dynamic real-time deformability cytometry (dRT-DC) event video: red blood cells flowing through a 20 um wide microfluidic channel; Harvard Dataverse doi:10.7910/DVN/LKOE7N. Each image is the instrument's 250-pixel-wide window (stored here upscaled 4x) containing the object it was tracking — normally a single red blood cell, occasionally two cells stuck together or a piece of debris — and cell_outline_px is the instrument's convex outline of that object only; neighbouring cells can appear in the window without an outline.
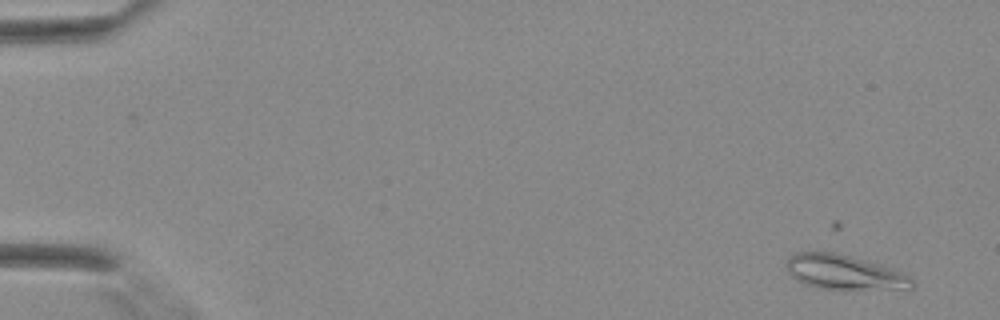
{"species": "Egyptian fruit bat (a non-hibernating species)", "species_latin": "Rousettus aegyptiacus", "temperature_condition": "warm", "stored_images_in_passage": 5, "camera_frame_rate_fps": 3000, "um_per_image_px": 0.085, "animal": {"sex": "female"}, "frame": {"image": 1, "passage_image": 2, "time_ms": 0.333, "image_size_px": [1000, 320], "cell_outline_px": [[916, 284], [912, 288], [816, 288], [804, 284], [796, 280], [788, 272], [784, 264], [788, 256], [796, 252], [836, 252], [880, 264], [904, 272], [916, 280]], "centroid_in_image_um": [71.74, 23.12], "position_along_channel_um": 13.3, "area_um2": 25.37}}